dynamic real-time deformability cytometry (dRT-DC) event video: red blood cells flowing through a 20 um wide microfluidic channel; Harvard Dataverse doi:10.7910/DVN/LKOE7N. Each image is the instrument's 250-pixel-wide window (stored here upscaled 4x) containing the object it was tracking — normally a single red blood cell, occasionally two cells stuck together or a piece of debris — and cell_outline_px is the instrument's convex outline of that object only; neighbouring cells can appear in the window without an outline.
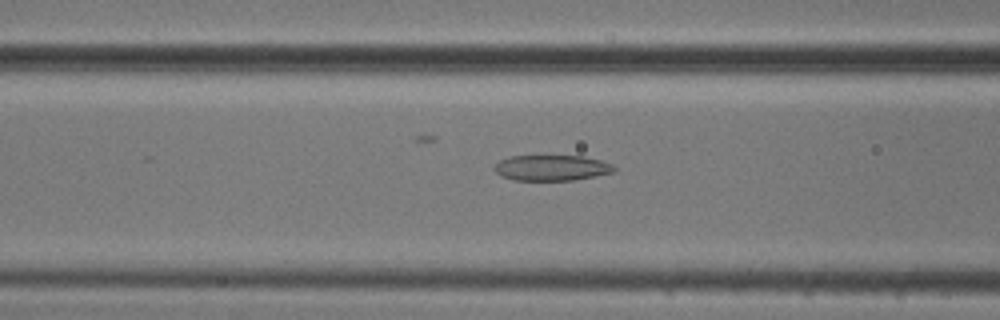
{"species": "common noctule bat (a hibernating species)", "species_latin": "Nyctalus noctula", "temperature_condition": "cold", "stored_images_in_passage": 37, "camera_frame_rate_fps": 3000, "um_per_image_px": 0.085, "animal": {"sex": "male", "body_mass_g": 20.5, "forearm_length_mm": 52.5}, "frame": {"image": 1, "passage_image": 16, "time_ms": 5.0, "image_size_px": [1000, 320], "cell_outline_px": [[616, 172], [576, 180], [512, 180], [500, 176], [496, 172], [496, 164], [500, 160], [508, 156], [584, 156], [600, 160], [612, 164], [616, 168]], "centroid_in_image_um": [46.93, 14.27], "position_along_channel_um": 119.7, "area_um2": 17.98}}
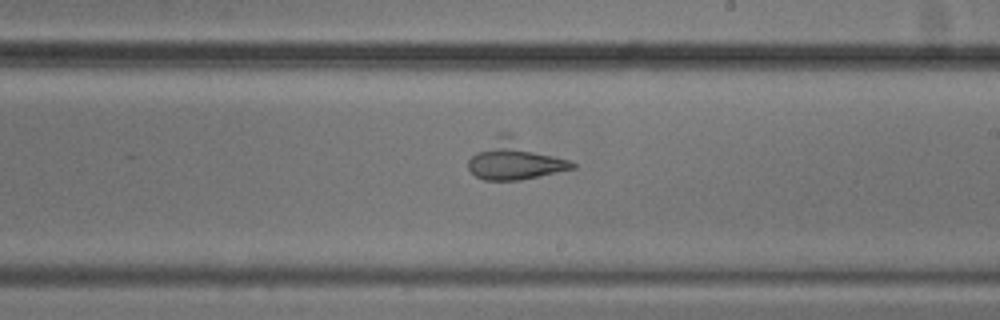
{"frame": {"image": 2, "passage_image": 26, "time_ms": 8.333, "image_size_px": [1000, 320], "cell_outline_px": [[576, 168], [520, 180], [484, 180], [476, 176], [468, 168], [468, 160], [476, 152], [500, 132], [512, 132], [576, 164]], "centroid_in_image_um": [43.79, 13.56], "position_along_channel_um": 245.2, "area_um2": 23.93}}
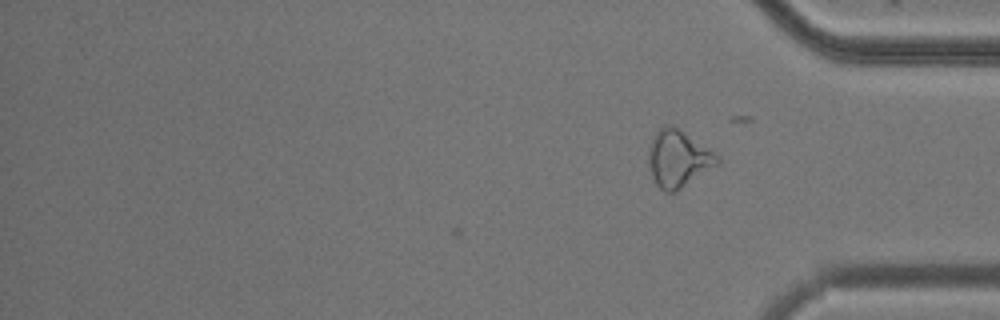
{"frame": {"image": 3, "passage_image": 37, "time_ms": 12.0, "image_size_px": [1000, 320], "cell_outline_px": [[720, 160], [716, 164], [676, 192], [664, 192], [656, 184], [652, 176], [648, 164], [648, 148], [652, 136], [664, 124], [672, 124], [680, 128], [712, 152]], "centroid_in_image_um": [57.56, 13.46], "position_along_channel_um": 377.6, "area_um2": 22.54}}